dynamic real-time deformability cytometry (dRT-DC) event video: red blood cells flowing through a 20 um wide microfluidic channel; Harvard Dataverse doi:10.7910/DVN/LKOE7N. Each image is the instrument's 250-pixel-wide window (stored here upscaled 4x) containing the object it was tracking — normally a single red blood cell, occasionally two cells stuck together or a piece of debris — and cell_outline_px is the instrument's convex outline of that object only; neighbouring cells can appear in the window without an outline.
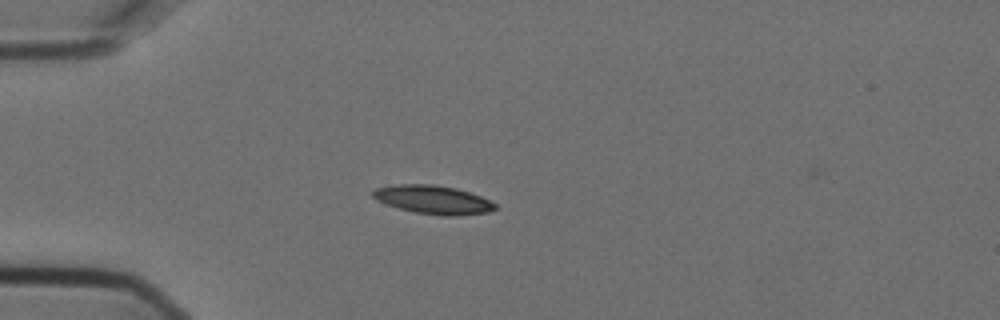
{"species": "Egyptian fruit bat (a non-hibernating species)", "species_latin": "Rousettus aegyptiacus", "temperature_condition": "cold", "stored_images_in_passage": 6, "camera_frame_rate_fps": 3000, "um_per_image_px": 0.085, "animal": {"sex": "female"}, "frame": {"image": 1, "passage_image": 4, "time_ms": 1.0, "image_size_px": [1000, 320], "cell_outline_px": [[496, 208], [488, 212], [452, 216], [444, 216], [416, 212], [384, 204], [376, 200], [372, 196], [372, 192], [376, 188], [400, 184], [432, 184], [456, 188], [480, 196], [496, 204]], "centroid_in_image_um": [36.79, 16.97], "position_along_channel_um": 48.2, "area_um2": 20.11}}
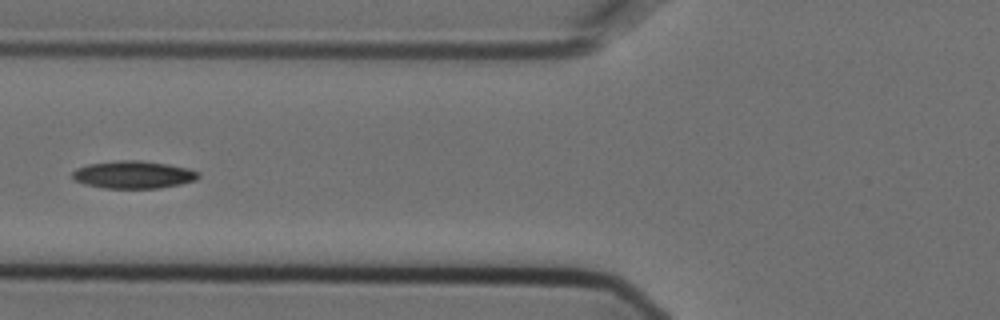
{"frame": {"image": 2, "passage_image": 6, "time_ms": 1.667, "image_size_px": [1000, 320], "cell_outline_px": [[200, 176], [196, 180], [180, 184], [160, 188], [104, 188], [84, 184], [72, 180], [72, 172], [76, 168], [88, 164], [120, 160], [140, 160], [168, 164], [188, 168], [200, 172]], "centroid_in_image_um": [11.33, 14.85], "position_along_channel_um": 114.5, "area_um2": 20.4}}